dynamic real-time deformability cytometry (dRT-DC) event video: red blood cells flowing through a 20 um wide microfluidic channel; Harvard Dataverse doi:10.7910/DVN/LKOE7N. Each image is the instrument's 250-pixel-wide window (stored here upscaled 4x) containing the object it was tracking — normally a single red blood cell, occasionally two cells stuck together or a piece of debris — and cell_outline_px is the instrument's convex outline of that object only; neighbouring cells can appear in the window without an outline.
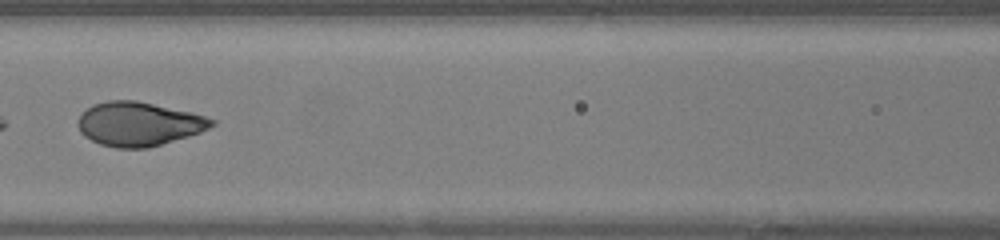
{"species": "human", "species_latin": "Homo sapiens", "temperature_condition": "warm", "stored_images_in_passage": 43, "segment_of_instrument_passage": [2, 2], "camera_frame_rate_fps": 3000, "um_per_image_px": 0.085, "donor": {"sex": "female"}, "frame": {"image": 1, "passage_image": 19, "time_ms": 6.0, "image_size_px": [1000, 240], "cell_outline_px": [[216, 124], [200, 132], [188, 136], [148, 148], [116, 148], [100, 144], [84, 136], [80, 132], [76, 124], [76, 120], [80, 112], [92, 104], [108, 100], [136, 100], [192, 112], [216, 120]], "centroid_in_image_um": [11.74, 10.52], "position_along_channel_um": 154.9, "area_um2": 34.56}}
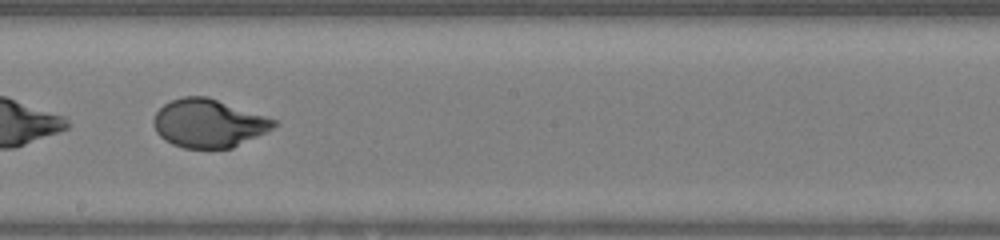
{"frame": {"image": 2, "passage_image": 24, "time_ms": 7.667, "image_size_px": [1000, 240], "cell_outline_px": [[276, 124], [272, 128], [232, 148], [184, 148], [172, 144], [164, 140], [156, 132], [152, 124], [152, 120], [156, 112], [164, 104], [172, 100], [184, 96], [208, 96], [276, 120]], "centroid_in_image_um": [17.66, 10.47], "position_along_channel_um": 230.5, "area_um2": 33.58}}
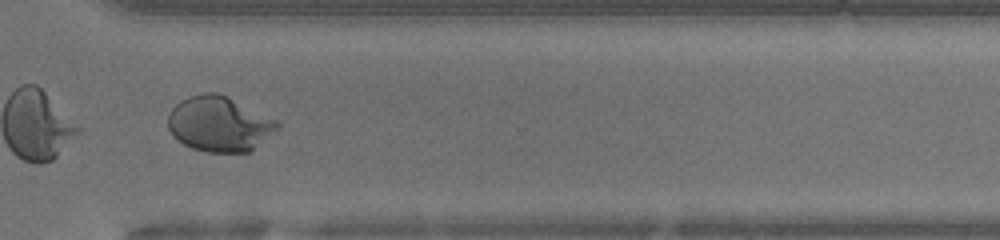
{"frame": {"image": 3, "passage_image": 32, "time_ms": 10.333, "image_size_px": [1000, 240], "cell_outline_px": [[280, 128], [248, 152], [204, 152], [192, 148], [176, 140], [172, 136], [168, 128], [168, 116], [172, 108], [180, 100], [188, 96], [204, 92], [216, 92], [276, 120], [280, 124]], "centroid_in_image_um": [18.59, 10.54], "position_along_channel_um": 352.0, "area_um2": 34.91}}